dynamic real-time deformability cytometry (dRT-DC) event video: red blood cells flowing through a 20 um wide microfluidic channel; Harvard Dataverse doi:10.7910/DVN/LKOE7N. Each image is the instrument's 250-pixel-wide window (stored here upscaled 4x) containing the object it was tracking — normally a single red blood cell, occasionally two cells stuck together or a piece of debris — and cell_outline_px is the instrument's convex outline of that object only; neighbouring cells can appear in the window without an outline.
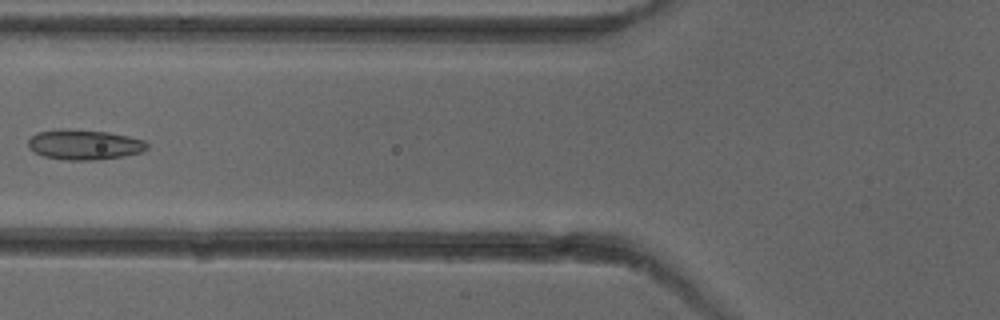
{"species": "common noctule bat (a hibernating species)", "species_latin": "Nyctalus noctula", "temperature_condition": "cold", "stored_images_in_passage": 6, "camera_frame_rate_fps": 3000, "um_per_image_px": 0.085, "animal": {"sex": "female"}, "frame": {"image": 1, "passage_image": 6, "time_ms": 5.667, "image_size_px": [1000, 320], "cell_outline_px": [[148, 148], [140, 152], [124, 156], [96, 160], [68, 160], [44, 156], [28, 148], [28, 140], [36, 132], [60, 128], [68, 128], [108, 132], [128, 136], [144, 140], [148, 144]], "centroid_in_image_um": [7.15, 12.28], "position_along_channel_um": 118.7, "area_um2": 20.98}}